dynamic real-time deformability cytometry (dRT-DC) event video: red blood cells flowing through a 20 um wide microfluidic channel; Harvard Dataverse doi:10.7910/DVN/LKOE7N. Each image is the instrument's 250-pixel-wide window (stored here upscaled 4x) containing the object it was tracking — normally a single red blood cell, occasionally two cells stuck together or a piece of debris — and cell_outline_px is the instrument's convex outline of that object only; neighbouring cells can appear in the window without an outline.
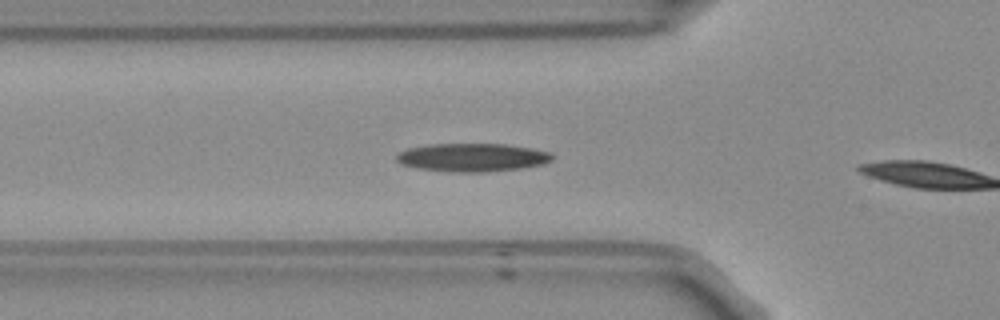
{"species": "Egyptian fruit bat (a non-hibernating species)", "species_latin": "Rousettus aegyptiacus", "temperature_condition": "room temperature", "stored_images_in_passage": 4, "camera_frame_rate_fps": 3000, "um_per_image_px": 0.085, "frame": {"image": 1, "passage_image": 3, "time_ms": 0.667, "image_size_px": [1000, 320], "cell_outline_px": [[552, 160], [544, 164], [520, 168], [488, 172], [448, 172], [416, 168], [400, 164], [396, 160], [396, 156], [400, 152], [408, 148], [428, 144], [504, 144], [532, 148], [548, 152], [552, 156]], "centroid_in_image_um": [40.11, 13.39], "position_along_channel_um": 85.7, "area_um2": 25.72}}